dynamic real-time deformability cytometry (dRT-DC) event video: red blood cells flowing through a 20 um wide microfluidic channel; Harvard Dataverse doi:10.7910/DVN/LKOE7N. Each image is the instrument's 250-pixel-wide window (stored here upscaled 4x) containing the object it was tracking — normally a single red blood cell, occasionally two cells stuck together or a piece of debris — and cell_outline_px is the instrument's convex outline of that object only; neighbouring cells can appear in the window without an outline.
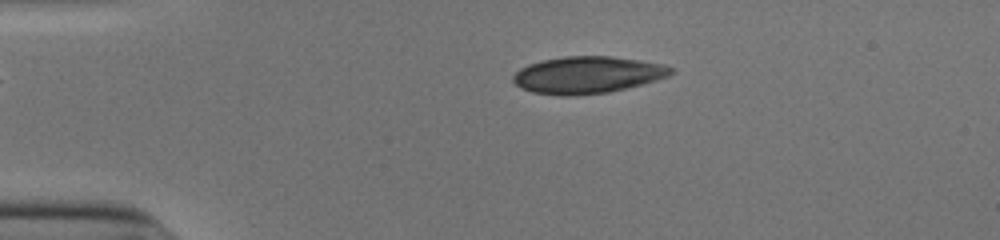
{"species": "human", "species_latin": "Homo sapiens", "temperature_condition": "cold", "stored_images_in_passage": 42, "camera_frame_rate_fps": 3000, "um_per_image_px": 0.085, "donor": {"sex": "male"}, "frame": {"image": 1, "passage_image": 1, "time_ms": 0.0, "image_size_px": [1000, 240], "cell_outline_px": [[672, 72], [668, 76], [656, 80], [608, 92], [572, 96], [560, 96], [532, 92], [520, 88], [512, 80], [512, 76], [520, 68], [528, 64], [544, 60], [564, 56], [612, 56], [660, 64], [672, 68]], "centroid_in_image_um": [49.86, 6.37], "position_along_channel_um": 35.1, "area_um2": 33.7}}
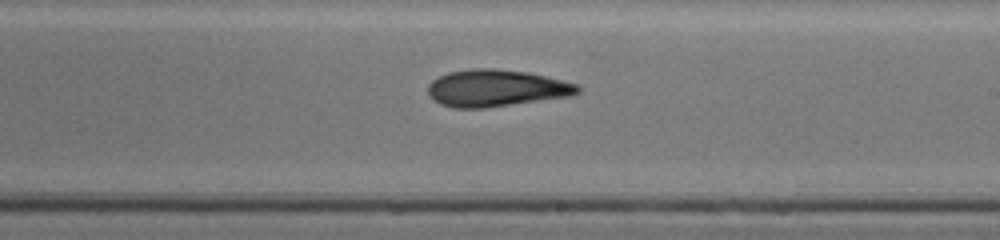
{"frame": {"image": 2, "passage_image": 21, "time_ms": 6.667, "image_size_px": [1000, 240], "cell_outline_px": [[580, 92], [568, 96], [484, 108], [452, 108], [440, 104], [428, 92], [428, 84], [432, 80], [448, 72], [472, 68], [496, 68], [528, 72], [576, 84], [580, 88]], "centroid_in_image_um": [42.13, 7.48], "position_along_channel_um": 246.9, "area_um2": 31.91}}
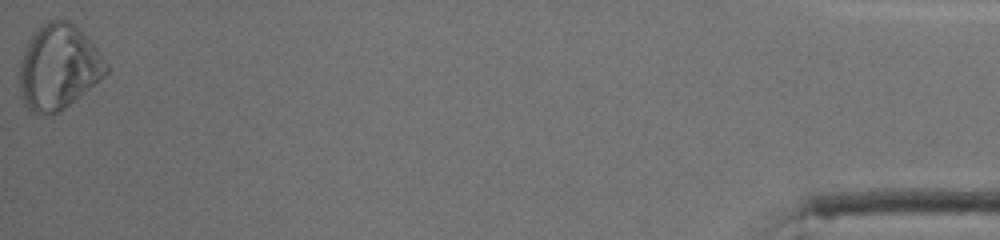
{"frame": {"image": 3, "passage_image": 42, "time_ms": 13.667, "image_size_px": [1000, 240], "cell_outline_px": [[108, 72], [100, 80], [60, 112], [36, 116], [24, 104], [20, 96], [16, 76], [20, 60], [32, 36], [44, 24], [52, 20], [64, 20], [80, 28], [100, 52], [108, 64]], "centroid_in_image_um": [4.94, 5.76], "position_along_channel_um": 430.3, "area_um2": 43.18}, "authors_computed_cell_mechanics": {"area_um2": 32.4547, "velocity_mm_per_s": 3.9175, "shape_relaxation_time_tau1_ms": 5.0073, "shape_relaxation_time_tau2_ms": 6.001, "deformation_change_tau1": 0.129, "deformation_change_tau2": 0.1487}}